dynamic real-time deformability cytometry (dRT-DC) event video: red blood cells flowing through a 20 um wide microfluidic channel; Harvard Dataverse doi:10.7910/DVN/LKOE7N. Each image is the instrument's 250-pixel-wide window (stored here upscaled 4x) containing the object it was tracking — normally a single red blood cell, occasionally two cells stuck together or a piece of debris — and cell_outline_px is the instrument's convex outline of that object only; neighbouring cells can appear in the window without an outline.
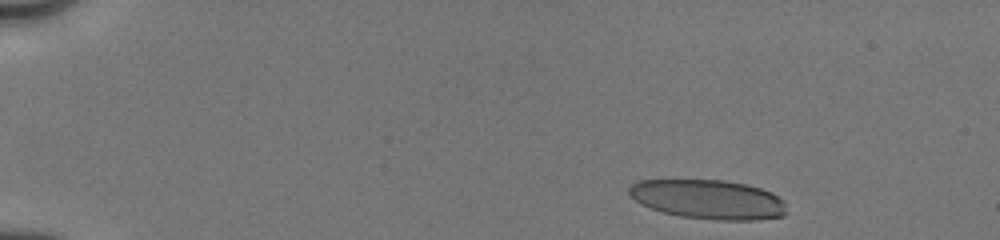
{"species": "human", "species_latin": "Homo sapiens", "temperature_condition": "cold", "stored_images_in_passage": 43, "camera_frame_rate_fps": 3000, "um_per_image_px": 0.085, "donor": {"sex": "male"}, "frame": {"image": 1, "passage_image": 4, "time_ms": 0.667, "image_size_px": [1000, 240], "cell_outline_px": [[784, 216], [756, 220], [716, 220], [680, 216], [664, 212], [640, 204], [628, 192], [628, 188], [636, 180], [724, 180], [748, 184], [772, 192], [784, 200]], "centroid_in_image_um": [60.21, 16.94], "position_along_channel_um": 24.8, "area_um2": 36.13}}
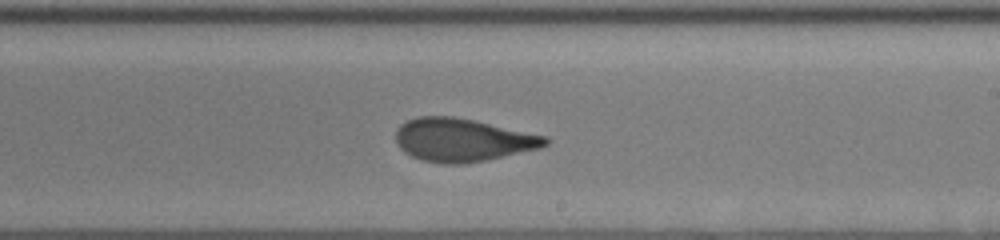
{"frame": {"image": 2, "passage_image": 27, "time_ms": 9.0, "image_size_px": [1000, 240], "cell_outline_px": [[548, 144], [540, 148], [484, 160], [460, 164], [444, 164], [424, 160], [412, 156], [404, 152], [400, 148], [396, 140], [396, 128], [400, 124], [416, 116], [452, 116], [476, 120], [548, 136]], "centroid_in_image_um": [39.31, 11.87], "position_along_channel_um": 249.7, "area_um2": 37.57}}
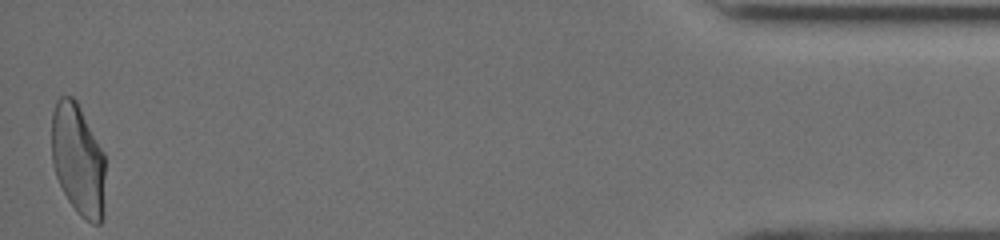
{"frame": {"image": 3, "passage_image": 43, "time_ms": 15.333, "image_size_px": [1000, 240], "cell_outline_px": [[104, 216], [100, 224], [92, 224], [80, 216], [76, 212], [68, 200], [56, 176], [52, 160], [52, 112], [56, 100], [60, 96], [72, 96], [76, 100], [104, 152]], "centroid_in_image_um": [6.64, 13.59], "position_along_channel_um": 428.6, "area_um2": 35.08}, "authors_computed_cell_mechanics": {"area_um2": 37.2232, "velocity_mm_per_s": 4.0278, "shape_relaxation_time_tau1_ms": 11.3397, "shape_relaxation_time_tau2_ms": 0.9978, "deformation_change_tau1": 0.2935, "deformation_change_tau2": 0.0672}}